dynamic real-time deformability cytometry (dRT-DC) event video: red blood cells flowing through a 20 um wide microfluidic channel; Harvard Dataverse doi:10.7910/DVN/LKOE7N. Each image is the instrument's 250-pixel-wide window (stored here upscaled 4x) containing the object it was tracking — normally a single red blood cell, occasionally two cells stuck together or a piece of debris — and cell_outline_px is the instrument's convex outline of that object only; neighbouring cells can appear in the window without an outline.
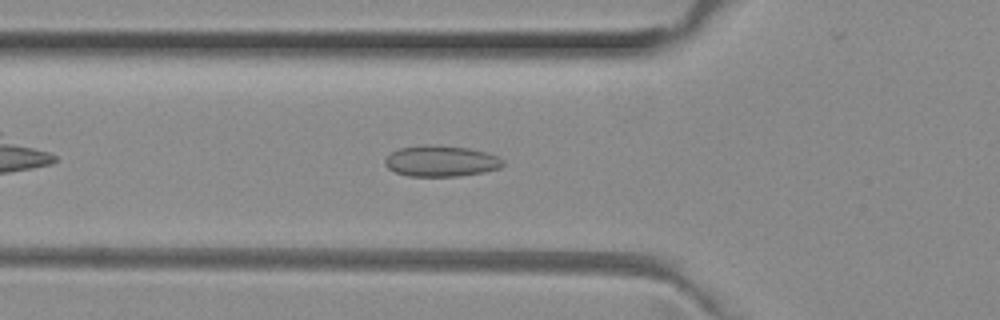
{"species": "common noctule bat (a hibernating species)", "species_latin": "Nyctalus noctula", "temperature_condition": "room temperature", "stored_images_in_passage": 40, "camera_frame_rate_fps": 3000, "um_per_image_px": 0.085, "animal": {"sex": "female", "body_mass_g": 29.2, "forearm_length_mm": 56.3}, "frame": {"image": 1, "passage_image": 7, "time_ms": 2.0, "image_size_px": [1000, 320], "cell_outline_px": [[504, 164], [500, 168], [484, 172], [460, 176], [408, 176], [396, 172], [388, 168], [384, 164], [384, 160], [392, 152], [400, 148], [468, 148], [488, 152], [504, 160]], "centroid_in_image_um": [37.54, 13.75], "position_along_channel_um": 88.3, "area_um2": 20.35}}
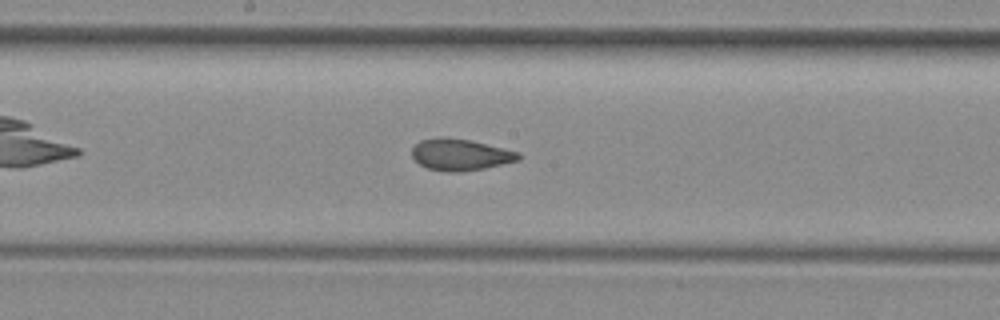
{"frame": {"image": 2, "passage_image": 16, "time_ms": 5.0, "image_size_px": [1000, 320], "cell_outline_px": [[520, 160], [484, 168], [460, 172], [448, 172], [428, 168], [420, 164], [412, 156], [412, 148], [420, 140], [440, 136], [444, 136], [468, 140], [504, 148], [520, 152]], "centroid_in_image_um": [39.12, 13.14], "position_along_channel_um": 209.1, "area_um2": 19.54}}
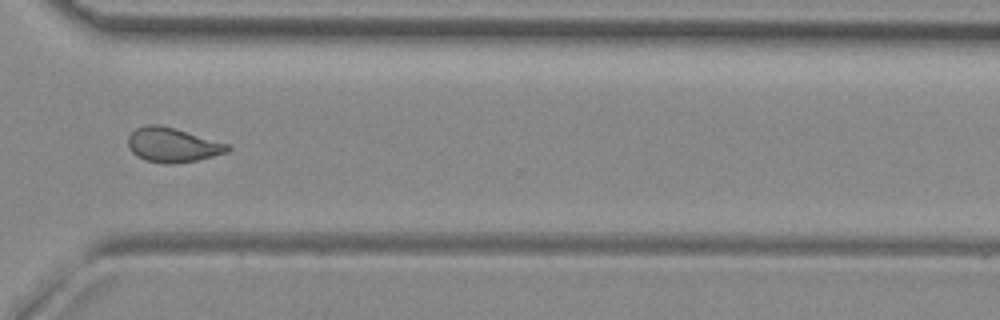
{"frame": {"image": 3, "passage_image": 27, "time_ms": 8.667, "image_size_px": [1000, 320], "cell_outline_px": [[232, 148], [228, 152], [196, 160], [172, 164], [164, 164], [144, 160], [136, 156], [132, 152], [128, 144], [128, 136], [136, 128], [148, 124], [160, 124], [232, 144]], "centroid_in_image_um": [14.69, 12.32], "position_along_channel_um": 355.9, "area_um2": 20.23}, "authors_computed_cell_mechanics": {"area_um2": 19.652, "velocity_mm_per_s": 4.005, "shape_relaxation_time_tau1_ms": null, "shape_relaxation_time_tau2_ms": 1.2012, "deformation_change_tau1": null, "deformation_change_tau2": 0.0664}}